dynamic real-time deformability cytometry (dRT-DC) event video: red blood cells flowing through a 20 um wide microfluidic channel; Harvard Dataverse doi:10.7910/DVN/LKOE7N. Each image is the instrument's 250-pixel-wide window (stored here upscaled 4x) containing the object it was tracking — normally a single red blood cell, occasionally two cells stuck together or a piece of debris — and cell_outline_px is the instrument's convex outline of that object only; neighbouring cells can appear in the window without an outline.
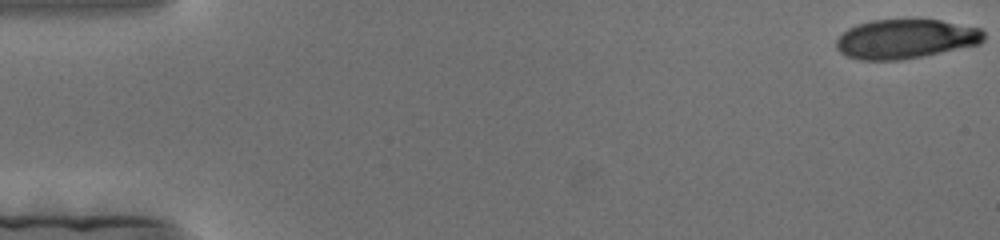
{"species": "human", "species_latin": "Homo sapiens", "temperature_condition": "cold", "stored_images_in_passage": 180, "camera_frame_rate_fps": 3000, "um_per_image_px": 0.085, "donor": {"sex": "female"}, "frame": {"image": 1, "passage_image": 1, "time_ms": 0.0, "image_size_px": [1000, 240], "cell_outline_px": [[984, 40], [980, 44], [900, 60], [860, 60], [848, 56], [840, 52], [836, 48], [836, 40], [848, 28], [856, 24], [872, 20], [940, 20], [980, 28], [984, 32]], "centroid_in_image_um": [76.96, 3.31], "position_along_channel_um": 8.0, "area_um2": 33.58}}
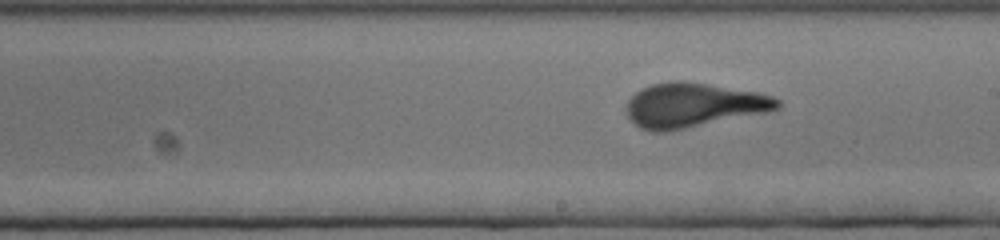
{"frame": {"image": 2, "passage_image": 101, "time_ms": 33.333, "image_size_px": [1000, 240], "cell_outline_px": [[780, 108], [772, 112], [668, 132], [648, 132], [640, 128], [628, 120], [624, 108], [628, 100], [636, 92], [652, 84], [676, 80], [680, 80], [760, 92], [772, 96], [780, 100]], "centroid_in_image_um": [58.94, 8.97], "position_along_channel_um": 230.1, "area_um2": 39.88}}
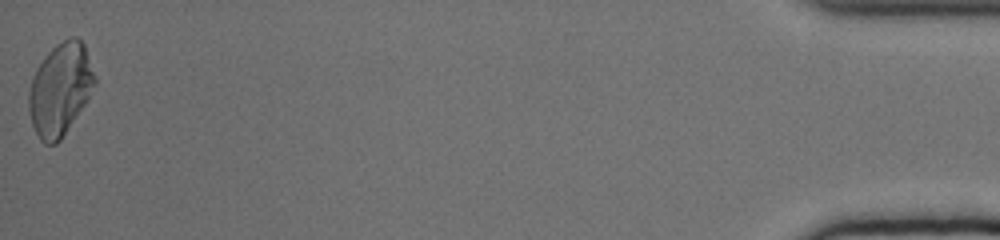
{"frame": {"image": 3, "passage_image": 179, "time_ms": 59.333, "image_size_px": [1000, 240], "cell_outline_px": [[96, 84], [88, 100], [60, 140], [56, 144], [44, 144], [40, 140], [32, 124], [28, 108], [28, 92], [32, 76], [36, 68], [44, 56], [56, 44], [72, 36], [76, 36], [84, 44], [96, 76]], "centroid_in_image_um": [5.12, 7.58], "position_along_channel_um": 430.1, "area_um2": 35.66}}